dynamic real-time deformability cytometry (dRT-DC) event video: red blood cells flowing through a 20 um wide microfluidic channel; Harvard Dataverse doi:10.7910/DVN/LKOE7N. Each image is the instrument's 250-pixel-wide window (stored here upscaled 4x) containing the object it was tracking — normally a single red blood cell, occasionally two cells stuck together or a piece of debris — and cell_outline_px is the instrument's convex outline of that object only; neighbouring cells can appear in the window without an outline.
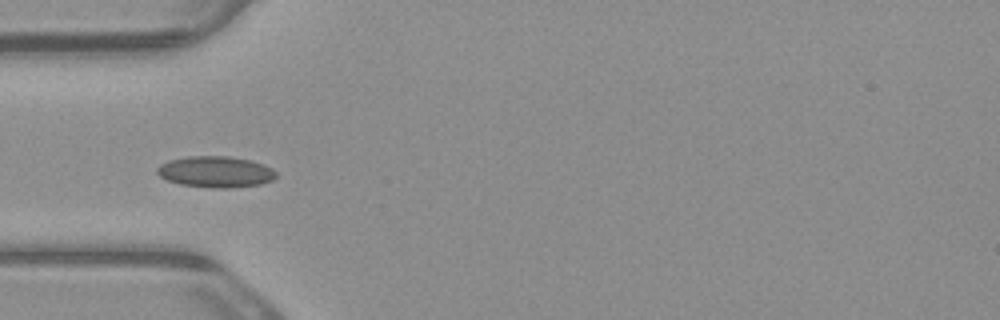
{"species": "common noctule bat (a hibernating species)", "species_latin": "Nyctalus noctula", "temperature_condition": "warm", "stored_images_in_passage": 8, "camera_frame_rate_fps": 3000, "um_per_image_px": 0.085, "animal": {"sex": "male", "body_mass_g": 23.1, "forearm_length_mm": 52.7}, "frame": {"image": 1, "passage_image": 6, "time_ms": 1.667, "image_size_px": [1000, 320], "cell_outline_px": [[276, 176], [272, 180], [260, 184], [232, 188], [212, 188], [180, 184], [168, 180], [160, 176], [156, 172], [156, 168], [160, 164], [168, 160], [188, 156], [228, 156], [252, 160], [264, 164], [272, 168], [276, 172]], "centroid_in_image_um": [18.33, 14.6], "position_along_channel_um": 66.7, "area_um2": 21.79}}
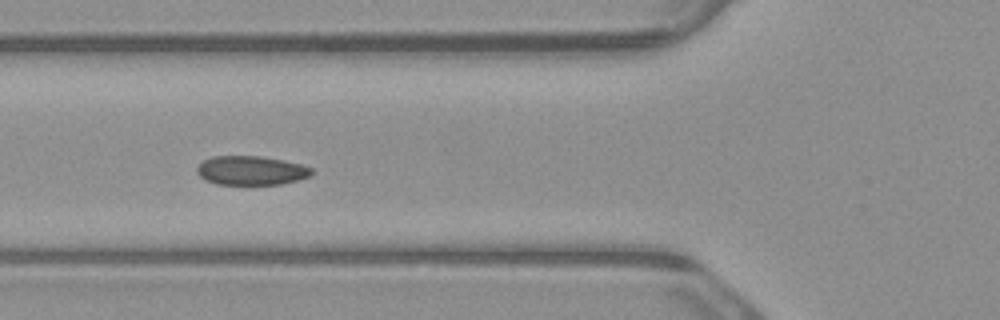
{"frame": {"image": 2, "passage_image": 7, "time_ms": 2.0, "image_size_px": [1000, 320], "cell_outline_px": [[312, 172], [308, 176], [296, 180], [280, 184], [216, 184], [204, 180], [196, 172], [196, 168], [204, 160], [212, 156], [260, 156], [284, 160], [300, 164], [312, 168]], "centroid_in_image_um": [21.3, 14.48], "position_along_channel_um": 104.5, "area_um2": 19.31}}
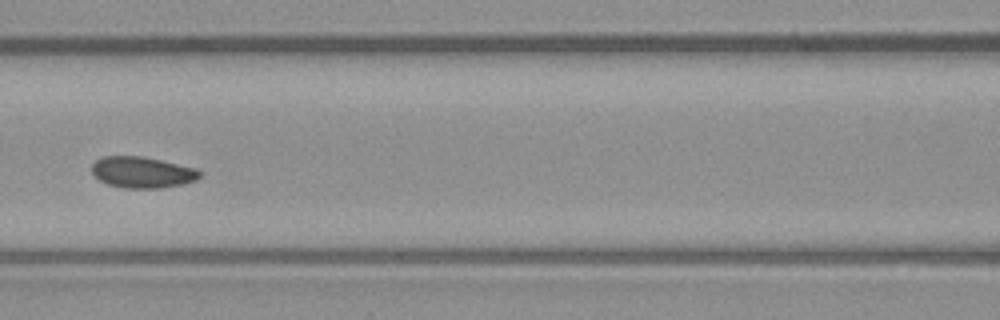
{"frame": {"image": 3, "passage_image": 8, "time_ms": 2.333, "image_size_px": [1000, 320], "cell_outline_px": [[200, 176], [196, 180], [180, 184], [160, 188], [124, 188], [108, 184], [100, 180], [92, 172], [92, 164], [100, 156], [144, 156], [196, 168], [200, 172]], "centroid_in_image_um": [12.07, 14.63], "position_along_channel_um": 154.5, "area_um2": 19.54}}